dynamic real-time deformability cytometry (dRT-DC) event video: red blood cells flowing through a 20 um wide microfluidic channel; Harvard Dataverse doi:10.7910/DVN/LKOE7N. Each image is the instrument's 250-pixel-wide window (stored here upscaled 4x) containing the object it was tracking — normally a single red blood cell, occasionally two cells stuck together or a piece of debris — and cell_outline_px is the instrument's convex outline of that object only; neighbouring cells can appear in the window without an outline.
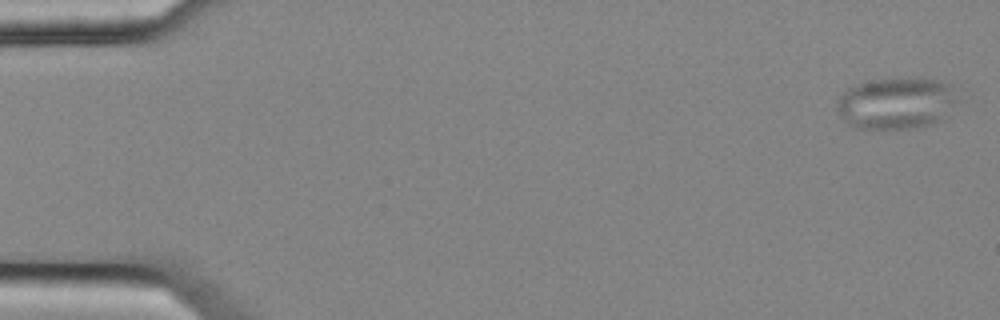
{"species": "common noctule bat (a hibernating species)", "species_latin": "Nyctalus noctula", "temperature_condition": "cold", "stored_images_in_passage": 4, "camera_frame_rate_fps": 3000, "um_per_image_px": 0.085, "animal": {"sex": "female", "body_mass_g": 25.1}, "frame": {"image": 1, "passage_image": 1, "time_ms": 0.0, "image_size_px": [1000, 320], "cell_outline_px": [[964, 100], [940, 120], [932, 124], [916, 128], [856, 128], [848, 124], [840, 116], [836, 108], [836, 104], [840, 96], [848, 88], [856, 84], [876, 80], [940, 80], [948, 84]], "centroid_in_image_um": [76.24, 8.8], "position_along_channel_um": 8.8, "area_um2": 36.24}}